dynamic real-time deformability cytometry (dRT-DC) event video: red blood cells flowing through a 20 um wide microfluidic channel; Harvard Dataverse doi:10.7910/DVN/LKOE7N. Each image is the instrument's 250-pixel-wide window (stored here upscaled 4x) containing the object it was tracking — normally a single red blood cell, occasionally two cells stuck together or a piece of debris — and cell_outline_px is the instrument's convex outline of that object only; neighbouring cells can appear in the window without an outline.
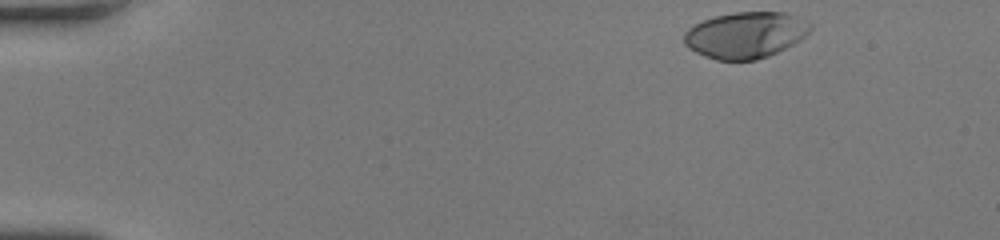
{"species": "human", "species_latin": "Homo sapiens", "temperature_condition": "room temperature", "stored_images_in_passage": 45, "camera_frame_rate_fps": 3000, "um_per_image_px": 0.085, "donor": {"sex": "female"}, "frame": {"image": 1, "passage_image": 1, "time_ms": 0.0, "image_size_px": [1000, 240], "cell_outline_px": [[812, 28], [800, 40], [768, 56], [756, 60], [716, 60], [696, 52], [688, 48], [684, 44], [684, 32], [688, 28], [704, 20], [716, 16], [732, 12], [784, 12], [812, 24]], "centroid_in_image_um": [63.34, 2.98], "position_along_channel_um": 21.7, "area_um2": 33.76}}
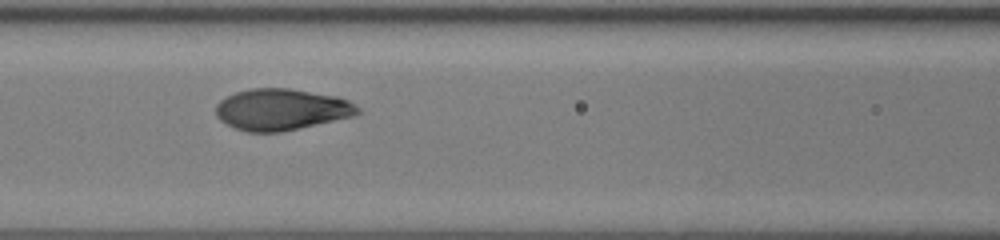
{"frame": {"image": 2, "passage_image": 18, "time_ms": 5.667, "image_size_px": [1000, 240], "cell_outline_px": [[360, 112], [356, 116], [284, 132], [248, 132], [236, 128], [220, 120], [216, 116], [216, 104], [220, 100], [236, 92], [252, 88], [288, 88], [336, 96], [348, 100], [360, 108]], "centroid_in_image_um": [23.95, 9.31], "position_along_channel_um": 142.6, "area_um2": 34.39}}
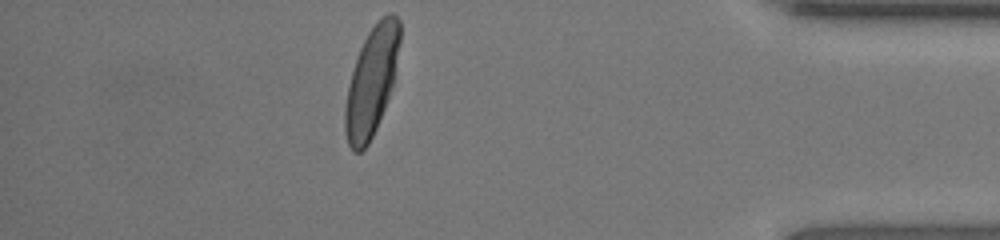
{"frame": {"image": 3, "passage_image": 39, "time_ms": 12.667, "image_size_px": [1000, 240], "cell_outline_px": [[400, 40], [392, 84], [384, 108], [376, 128], [368, 144], [360, 152], [352, 152], [348, 144], [344, 128], [344, 108], [348, 88], [352, 72], [360, 48], [368, 32], [376, 20], [388, 12], [392, 12], [400, 20]], "centroid_in_image_um": [31.57, 6.9], "position_along_channel_um": 403.6, "area_um2": 34.28}, "authors_computed_cell_mechanics": {"area_um2": 34.391, "velocity_mm_per_s": 4.2506, "shape_relaxation_time_tau1_ms": 2.587, "shape_relaxation_time_tau2_ms": null, "deformation_change_tau1": 0.1843, "deformation_change_tau2": null}}